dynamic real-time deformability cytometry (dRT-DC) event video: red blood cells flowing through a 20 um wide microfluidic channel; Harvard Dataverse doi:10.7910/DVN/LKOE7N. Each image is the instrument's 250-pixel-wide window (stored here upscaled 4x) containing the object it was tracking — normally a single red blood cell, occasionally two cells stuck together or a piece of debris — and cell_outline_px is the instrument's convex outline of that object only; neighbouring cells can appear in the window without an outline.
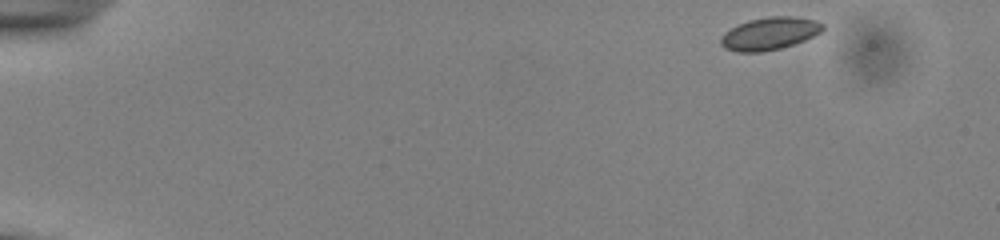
{"species": "common noctule bat (a hibernating species)", "species_latin": "Nyctalus noctula", "temperature_condition": "cold", "stored_images_in_passage": 49, "camera_frame_rate_fps": 3000, "um_per_image_px": 0.085, "animal": {"sex": "male", "body_mass_g": 13.0, "forearm_length_mm": 53.1}, "frame": {"image": 1, "passage_image": 1, "time_ms": 0.0, "image_size_px": [1000, 240], "cell_outline_px": [[824, 28], [820, 32], [804, 40], [780, 48], [760, 52], [736, 52], [724, 48], [720, 44], [720, 36], [724, 32], [748, 20], [768, 16], [792, 16], [816, 20], [824, 24]], "centroid_in_image_um": [65.39, 2.85], "position_along_channel_um": 19.6, "area_um2": 19.31}}
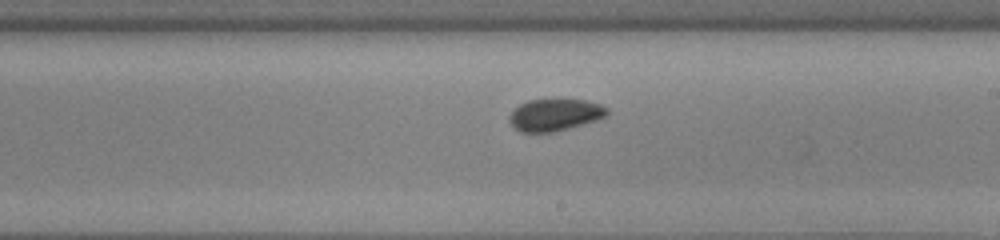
{"frame": {"image": 2, "passage_image": 28, "time_ms": 9.0, "image_size_px": [1000, 240], "cell_outline_px": [[608, 116], [596, 120], [568, 128], [552, 132], [520, 132], [508, 120], [508, 116], [520, 104], [528, 100], [584, 100], [600, 104], [608, 108]], "centroid_in_image_um": [47.17, 9.76], "position_along_channel_um": 241.8, "area_um2": 17.98}}
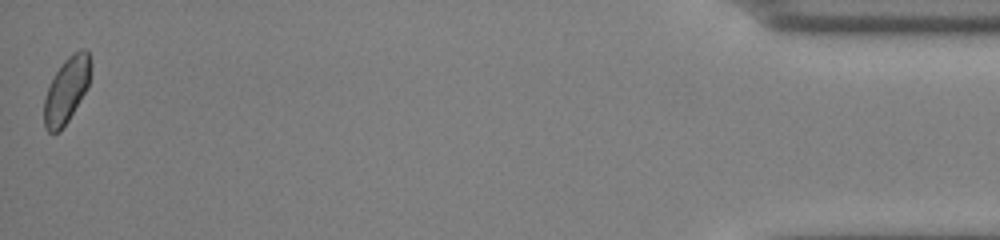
{"frame": {"image": 3, "passage_image": 49, "time_ms": 16.0, "image_size_px": [1000, 240], "cell_outline_px": [[88, 84], [84, 92], [68, 120], [60, 132], [48, 132], [44, 128], [44, 100], [48, 88], [56, 72], [64, 60], [68, 56], [80, 48], [84, 48], [88, 52]], "centroid_in_image_um": [5.6, 7.69], "position_along_channel_um": 429.6, "area_um2": 17.11}, "authors_computed_cell_mechanics": {"area_um2": 18.2648, "velocity_mm_per_s": 3.8612, "shape_relaxation_time_tau1_ms": 0.7944, "shape_relaxation_time_tau2_ms": 2.1695, "deformation_change_tau1": 0.0385, "deformation_change_tau2": 0.0568}}